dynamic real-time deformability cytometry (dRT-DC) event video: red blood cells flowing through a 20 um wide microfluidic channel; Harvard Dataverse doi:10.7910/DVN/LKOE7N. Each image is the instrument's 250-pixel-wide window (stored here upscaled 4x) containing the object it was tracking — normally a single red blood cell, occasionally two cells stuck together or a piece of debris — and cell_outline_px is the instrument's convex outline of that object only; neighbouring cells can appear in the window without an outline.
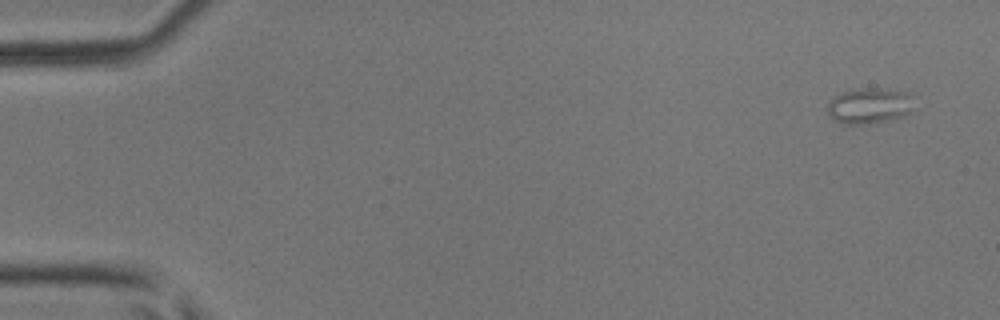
{"species": "common noctule bat (a hibernating species)", "species_latin": "Nyctalus noctula", "temperature_condition": "room temperature", "stored_images_in_passage": 4, "camera_frame_rate_fps": 3000, "um_per_image_px": 0.085, "animal": {"sex": "male", "body_mass_g": 17.9, "forearm_length_mm": 54.2}, "frame": {"image": 1, "passage_image": 1, "time_ms": 0.0, "image_size_px": [1000, 320], "cell_outline_px": [[916, 108], [912, 112], [904, 116], [888, 120], [864, 124], [844, 124], [828, 116], [828, 104], [840, 92], [860, 88], [876, 88], [908, 92]], "centroid_in_image_um": [73.94, 8.99], "position_along_channel_um": 11.1, "area_um2": 18.09}}